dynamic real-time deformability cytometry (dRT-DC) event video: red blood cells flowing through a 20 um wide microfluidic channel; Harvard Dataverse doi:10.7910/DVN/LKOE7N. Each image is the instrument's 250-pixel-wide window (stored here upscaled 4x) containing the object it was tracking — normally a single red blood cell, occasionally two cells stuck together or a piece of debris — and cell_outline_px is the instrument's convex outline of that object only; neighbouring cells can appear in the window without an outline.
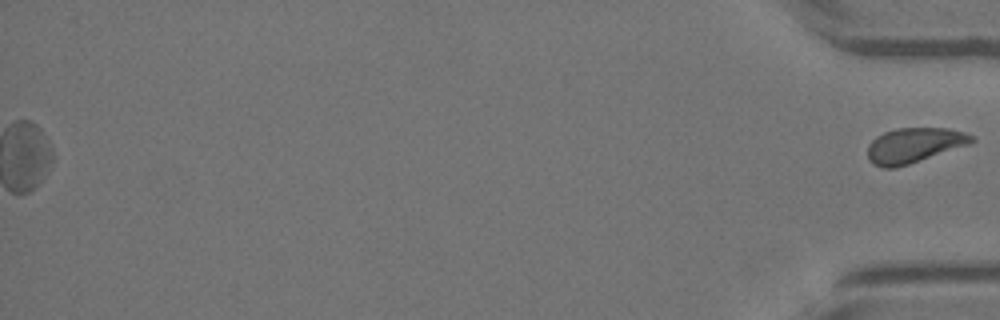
{"species": "Egyptian fruit bat (a non-hibernating species)", "species_latin": "Rousettus aegyptiacus", "temperature_condition": "warm", "stored_images_in_passage": 34, "segment_of_instrument_passage": [2, 2], "camera_frame_rate_fps": 3000, "um_per_image_px": 0.085, "animal": {"sex": "female"}, "frame": {"image": 1, "passage_image": 34, "time_ms": 11.0, "image_size_px": [1000, 320], "cell_outline_px": [[976, 140], [968, 144], [896, 168], [884, 168], [872, 164], [868, 160], [868, 144], [876, 136], [884, 132], [896, 128], [948, 128], [964, 132], [972, 136]], "centroid_in_image_um": [77.64, 12.34], "position_along_channel_um": 357.6, "area_um2": 21.04}}